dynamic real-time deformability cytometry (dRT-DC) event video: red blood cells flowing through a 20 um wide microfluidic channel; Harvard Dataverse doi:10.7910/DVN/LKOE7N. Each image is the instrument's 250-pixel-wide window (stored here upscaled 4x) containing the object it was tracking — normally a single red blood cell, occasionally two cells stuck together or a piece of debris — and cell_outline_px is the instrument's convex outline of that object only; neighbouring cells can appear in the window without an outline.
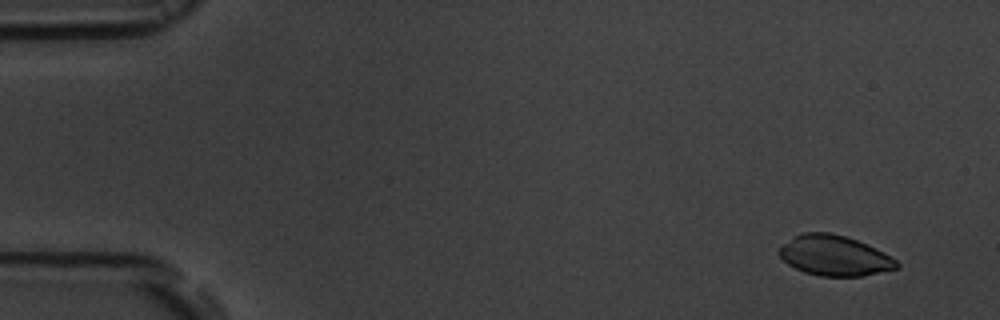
{"species": "common noctule bat (a hibernating species)", "species_latin": "Nyctalus noctula", "temperature_condition": "room temperature", "stored_images_in_passage": 5, "camera_frame_rate_fps": 3000, "um_per_image_px": 0.085, "animal": {"sex": "male", "body_mass_g": 19.5, "forearm_length_mm": 54.6}, "frame": {"image": 1, "passage_image": 2, "time_ms": 1.0, "image_size_px": [1000, 320], "cell_outline_px": [[900, 268], [864, 276], [820, 276], [804, 272], [788, 264], [776, 252], [792, 236], [804, 232], [828, 232], [844, 236], [856, 240], [876, 248], [896, 260], [900, 264]], "centroid_in_image_um": [70.93, 21.73], "position_along_channel_um": 14.1, "area_um2": 27.57}}